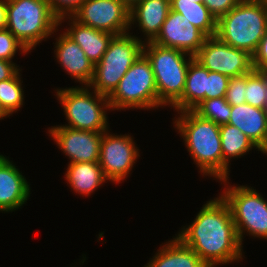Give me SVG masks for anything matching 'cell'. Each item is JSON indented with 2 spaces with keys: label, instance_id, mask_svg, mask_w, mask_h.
Returning <instances> with one entry per match:
<instances>
[{
  "label": "cell",
  "instance_id": "cell-1",
  "mask_svg": "<svg viewBox=\"0 0 267 267\" xmlns=\"http://www.w3.org/2000/svg\"><path fill=\"white\" fill-rule=\"evenodd\" d=\"M209 267L242 260V244L227 202L220 195L207 201L192 224L177 236Z\"/></svg>",
  "mask_w": 267,
  "mask_h": 267
},
{
  "label": "cell",
  "instance_id": "cell-2",
  "mask_svg": "<svg viewBox=\"0 0 267 267\" xmlns=\"http://www.w3.org/2000/svg\"><path fill=\"white\" fill-rule=\"evenodd\" d=\"M178 114L180 115L174 122L175 129L183 138L189 155L200 169L199 172L219 179L224 182V186L228 185L230 166L223 160L220 126L201 118L193 110Z\"/></svg>",
  "mask_w": 267,
  "mask_h": 267
},
{
  "label": "cell",
  "instance_id": "cell-3",
  "mask_svg": "<svg viewBox=\"0 0 267 267\" xmlns=\"http://www.w3.org/2000/svg\"><path fill=\"white\" fill-rule=\"evenodd\" d=\"M266 30L267 2L241 0L217 20L216 36L229 46L253 55Z\"/></svg>",
  "mask_w": 267,
  "mask_h": 267
},
{
  "label": "cell",
  "instance_id": "cell-4",
  "mask_svg": "<svg viewBox=\"0 0 267 267\" xmlns=\"http://www.w3.org/2000/svg\"><path fill=\"white\" fill-rule=\"evenodd\" d=\"M6 4V29L28 51L31 52L36 45L58 31L59 19L52 13L46 0H6Z\"/></svg>",
  "mask_w": 267,
  "mask_h": 267
},
{
  "label": "cell",
  "instance_id": "cell-5",
  "mask_svg": "<svg viewBox=\"0 0 267 267\" xmlns=\"http://www.w3.org/2000/svg\"><path fill=\"white\" fill-rule=\"evenodd\" d=\"M143 54L150 61L154 72L158 107L173 106L182 97L187 69L194 56L154 42L143 44Z\"/></svg>",
  "mask_w": 267,
  "mask_h": 267
},
{
  "label": "cell",
  "instance_id": "cell-6",
  "mask_svg": "<svg viewBox=\"0 0 267 267\" xmlns=\"http://www.w3.org/2000/svg\"><path fill=\"white\" fill-rule=\"evenodd\" d=\"M131 34L127 32L113 36L103 57L94 65V75L88 85L90 90L93 88V91L109 97L143 53L144 41Z\"/></svg>",
  "mask_w": 267,
  "mask_h": 267
},
{
  "label": "cell",
  "instance_id": "cell-7",
  "mask_svg": "<svg viewBox=\"0 0 267 267\" xmlns=\"http://www.w3.org/2000/svg\"><path fill=\"white\" fill-rule=\"evenodd\" d=\"M89 86L58 89L56 96L61 103L68 124L78 130L104 132L109 127L107 111L111 109L107 96L90 92ZM94 94V95H93Z\"/></svg>",
  "mask_w": 267,
  "mask_h": 267
},
{
  "label": "cell",
  "instance_id": "cell-8",
  "mask_svg": "<svg viewBox=\"0 0 267 267\" xmlns=\"http://www.w3.org/2000/svg\"><path fill=\"white\" fill-rule=\"evenodd\" d=\"M111 110L158 108L156 81L150 61L142 53L108 97Z\"/></svg>",
  "mask_w": 267,
  "mask_h": 267
},
{
  "label": "cell",
  "instance_id": "cell-9",
  "mask_svg": "<svg viewBox=\"0 0 267 267\" xmlns=\"http://www.w3.org/2000/svg\"><path fill=\"white\" fill-rule=\"evenodd\" d=\"M219 194L227 202L241 244L247 233L267 240V201L254 188L226 186Z\"/></svg>",
  "mask_w": 267,
  "mask_h": 267
},
{
  "label": "cell",
  "instance_id": "cell-10",
  "mask_svg": "<svg viewBox=\"0 0 267 267\" xmlns=\"http://www.w3.org/2000/svg\"><path fill=\"white\" fill-rule=\"evenodd\" d=\"M194 59L211 72L238 77L254 70L252 55L229 46L217 36L207 37Z\"/></svg>",
  "mask_w": 267,
  "mask_h": 267
},
{
  "label": "cell",
  "instance_id": "cell-11",
  "mask_svg": "<svg viewBox=\"0 0 267 267\" xmlns=\"http://www.w3.org/2000/svg\"><path fill=\"white\" fill-rule=\"evenodd\" d=\"M108 132V129L102 132L99 165L106 178L118 184L130 174L139 157V149L129 134Z\"/></svg>",
  "mask_w": 267,
  "mask_h": 267
},
{
  "label": "cell",
  "instance_id": "cell-12",
  "mask_svg": "<svg viewBox=\"0 0 267 267\" xmlns=\"http://www.w3.org/2000/svg\"><path fill=\"white\" fill-rule=\"evenodd\" d=\"M72 17L81 24L113 35L127 33L132 28L130 11L118 0H87Z\"/></svg>",
  "mask_w": 267,
  "mask_h": 267
},
{
  "label": "cell",
  "instance_id": "cell-13",
  "mask_svg": "<svg viewBox=\"0 0 267 267\" xmlns=\"http://www.w3.org/2000/svg\"><path fill=\"white\" fill-rule=\"evenodd\" d=\"M49 136L70 159L69 163L99 162L102 132L73 129L64 125L52 126Z\"/></svg>",
  "mask_w": 267,
  "mask_h": 267
},
{
  "label": "cell",
  "instance_id": "cell-14",
  "mask_svg": "<svg viewBox=\"0 0 267 267\" xmlns=\"http://www.w3.org/2000/svg\"><path fill=\"white\" fill-rule=\"evenodd\" d=\"M207 36L183 15L170 9L155 44L174 48L194 56L202 47Z\"/></svg>",
  "mask_w": 267,
  "mask_h": 267
},
{
  "label": "cell",
  "instance_id": "cell-15",
  "mask_svg": "<svg viewBox=\"0 0 267 267\" xmlns=\"http://www.w3.org/2000/svg\"><path fill=\"white\" fill-rule=\"evenodd\" d=\"M30 184L19 169L0 154V211L12 212L23 206L30 196Z\"/></svg>",
  "mask_w": 267,
  "mask_h": 267
},
{
  "label": "cell",
  "instance_id": "cell-16",
  "mask_svg": "<svg viewBox=\"0 0 267 267\" xmlns=\"http://www.w3.org/2000/svg\"><path fill=\"white\" fill-rule=\"evenodd\" d=\"M57 62L82 86H88L94 75V64L87 58L81 47L65 32L56 38Z\"/></svg>",
  "mask_w": 267,
  "mask_h": 267
},
{
  "label": "cell",
  "instance_id": "cell-17",
  "mask_svg": "<svg viewBox=\"0 0 267 267\" xmlns=\"http://www.w3.org/2000/svg\"><path fill=\"white\" fill-rule=\"evenodd\" d=\"M65 19H69L68 22L71 21L69 23L70 27L67 28L65 33L81 47L87 58L96 65L103 57L114 35L81 24L72 16L60 19L59 24H62Z\"/></svg>",
  "mask_w": 267,
  "mask_h": 267
},
{
  "label": "cell",
  "instance_id": "cell-18",
  "mask_svg": "<svg viewBox=\"0 0 267 267\" xmlns=\"http://www.w3.org/2000/svg\"><path fill=\"white\" fill-rule=\"evenodd\" d=\"M170 9V0H142L130 11V26L138 23L139 30L146 36L144 43L153 42Z\"/></svg>",
  "mask_w": 267,
  "mask_h": 267
},
{
  "label": "cell",
  "instance_id": "cell-19",
  "mask_svg": "<svg viewBox=\"0 0 267 267\" xmlns=\"http://www.w3.org/2000/svg\"><path fill=\"white\" fill-rule=\"evenodd\" d=\"M228 124L239 128L259 148L267 134V109H261L248 103L231 105Z\"/></svg>",
  "mask_w": 267,
  "mask_h": 267
},
{
  "label": "cell",
  "instance_id": "cell-20",
  "mask_svg": "<svg viewBox=\"0 0 267 267\" xmlns=\"http://www.w3.org/2000/svg\"><path fill=\"white\" fill-rule=\"evenodd\" d=\"M145 267H209L189 246H186L176 234L173 240L166 242Z\"/></svg>",
  "mask_w": 267,
  "mask_h": 267
},
{
  "label": "cell",
  "instance_id": "cell-21",
  "mask_svg": "<svg viewBox=\"0 0 267 267\" xmlns=\"http://www.w3.org/2000/svg\"><path fill=\"white\" fill-rule=\"evenodd\" d=\"M65 179L74 192L89 196L106 180L99 162L69 163Z\"/></svg>",
  "mask_w": 267,
  "mask_h": 267
},
{
  "label": "cell",
  "instance_id": "cell-22",
  "mask_svg": "<svg viewBox=\"0 0 267 267\" xmlns=\"http://www.w3.org/2000/svg\"><path fill=\"white\" fill-rule=\"evenodd\" d=\"M208 73L209 70L193 58L187 69L185 88L182 97L172 108L178 112L193 110L198 104L205 100Z\"/></svg>",
  "mask_w": 267,
  "mask_h": 267
},
{
  "label": "cell",
  "instance_id": "cell-23",
  "mask_svg": "<svg viewBox=\"0 0 267 267\" xmlns=\"http://www.w3.org/2000/svg\"><path fill=\"white\" fill-rule=\"evenodd\" d=\"M170 8L183 15L207 37L216 36L217 20L204 3H196V0H170Z\"/></svg>",
  "mask_w": 267,
  "mask_h": 267
},
{
  "label": "cell",
  "instance_id": "cell-24",
  "mask_svg": "<svg viewBox=\"0 0 267 267\" xmlns=\"http://www.w3.org/2000/svg\"><path fill=\"white\" fill-rule=\"evenodd\" d=\"M221 148L223 160L230 165V159L240 158L254 147H258L239 128L230 125H220Z\"/></svg>",
  "mask_w": 267,
  "mask_h": 267
},
{
  "label": "cell",
  "instance_id": "cell-25",
  "mask_svg": "<svg viewBox=\"0 0 267 267\" xmlns=\"http://www.w3.org/2000/svg\"><path fill=\"white\" fill-rule=\"evenodd\" d=\"M20 71L12 78L0 81V109L6 116L17 112L24 104V91Z\"/></svg>",
  "mask_w": 267,
  "mask_h": 267
},
{
  "label": "cell",
  "instance_id": "cell-26",
  "mask_svg": "<svg viewBox=\"0 0 267 267\" xmlns=\"http://www.w3.org/2000/svg\"><path fill=\"white\" fill-rule=\"evenodd\" d=\"M246 98L251 106L267 109V77L262 70L246 74Z\"/></svg>",
  "mask_w": 267,
  "mask_h": 267
},
{
  "label": "cell",
  "instance_id": "cell-27",
  "mask_svg": "<svg viewBox=\"0 0 267 267\" xmlns=\"http://www.w3.org/2000/svg\"><path fill=\"white\" fill-rule=\"evenodd\" d=\"M193 111L201 118L213 121L220 126L228 124L231 116V105L225 97L205 99Z\"/></svg>",
  "mask_w": 267,
  "mask_h": 267
},
{
  "label": "cell",
  "instance_id": "cell-28",
  "mask_svg": "<svg viewBox=\"0 0 267 267\" xmlns=\"http://www.w3.org/2000/svg\"><path fill=\"white\" fill-rule=\"evenodd\" d=\"M29 52L25 46L8 30H0V59L12 61L17 51Z\"/></svg>",
  "mask_w": 267,
  "mask_h": 267
},
{
  "label": "cell",
  "instance_id": "cell-29",
  "mask_svg": "<svg viewBox=\"0 0 267 267\" xmlns=\"http://www.w3.org/2000/svg\"><path fill=\"white\" fill-rule=\"evenodd\" d=\"M246 74L231 77L226 90L225 99L230 105H240L246 103Z\"/></svg>",
  "mask_w": 267,
  "mask_h": 267
},
{
  "label": "cell",
  "instance_id": "cell-30",
  "mask_svg": "<svg viewBox=\"0 0 267 267\" xmlns=\"http://www.w3.org/2000/svg\"><path fill=\"white\" fill-rule=\"evenodd\" d=\"M230 77L218 72L209 71L205 99L225 97Z\"/></svg>",
  "mask_w": 267,
  "mask_h": 267
},
{
  "label": "cell",
  "instance_id": "cell-31",
  "mask_svg": "<svg viewBox=\"0 0 267 267\" xmlns=\"http://www.w3.org/2000/svg\"><path fill=\"white\" fill-rule=\"evenodd\" d=\"M52 13L60 20L73 16L87 0H46Z\"/></svg>",
  "mask_w": 267,
  "mask_h": 267
},
{
  "label": "cell",
  "instance_id": "cell-32",
  "mask_svg": "<svg viewBox=\"0 0 267 267\" xmlns=\"http://www.w3.org/2000/svg\"><path fill=\"white\" fill-rule=\"evenodd\" d=\"M241 0H204V5L209 12L218 20L221 16L227 14Z\"/></svg>",
  "mask_w": 267,
  "mask_h": 267
},
{
  "label": "cell",
  "instance_id": "cell-33",
  "mask_svg": "<svg viewBox=\"0 0 267 267\" xmlns=\"http://www.w3.org/2000/svg\"><path fill=\"white\" fill-rule=\"evenodd\" d=\"M254 70H263L267 67V30L252 55Z\"/></svg>",
  "mask_w": 267,
  "mask_h": 267
},
{
  "label": "cell",
  "instance_id": "cell-34",
  "mask_svg": "<svg viewBox=\"0 0 267 267\" xmlns=\"http://www.w3.org/2000/svg\"><path fill=\"white\" fill-rule=\"evenodd\" d=\"M18 67L12 61L0 59V81L12 78L20 70Z\"/></svg>",
  "mask_w": 267,
  "mask_h": 267
},
{
  "label": "cell",
  "instance_id": "cell-35",
  "mask_svg": "<svg viewBox=\"0 0 267 267\" xmlns=\"http://www.w3.org/2000/svg\"><path fill=\"white\" fill-rule=\"evenodd\" d=\"M7 25V4L6 0H0V30L6 29Z\"/></svg>",
  "mask_w": 267,
  "mask_h": 267
},
{
  "label": "cell",
  "instance_id": "cell-36",
  "mask_svg": "<svg viewBox=\"0 0 267 267\" xmlns=\"http://www.w3.org/2000/svg\"><path fill=\"white\" fill-rule=\"evenodd\" d=\"M118 1L121 2L129 11H131L142 0H118Z\"/></svg>",
  "mask_w": 267,
  "mask_h": 267
},
{
  "label": "cell",
  "instance_id": "cell-37",
  "mask_svg": "<svg viewBox=\"0 0 267 267\" xmlns=\"http://www.w3.org/2000/svg\"><path fill=\"white\" fill-rule=\"evenodd\" d=\"M258 151H260L263 154L265 153L267 155V140H264L262 145L258 148Z\"/></svg>",
  "mask_w": 267,
  "mask_h": 267
},
{
  "label": "cell",
  "instance_id": "cell-38",
  "mask_svg": "<svg viewBox=\"0 0 267 267\" xmlns=\"http://www.w3.org/2000/svg\"><path fill=\"white\" fill-rule=\"evenodd\" d=\"M3 117L5 118V117H7L4 113H3V111L0 109V120L1 119H3Z\"/></svg>",
  "mask_w": 267,
  "mask_h": 267
},
{
  "label": "cell",
  "instance_id": "cell-39",
  "mask_svg": "<svg viewBox=\"0 0 267 267\" xmlns=\"http://www.w3.org/2000/svg\"><path fill=\"white\" fill-rule=\"evenodd\" d=\"M264 72V74L266 75L267 77V67L265 69L262 70Z\"/></svg>",
  "mask_w": 267,
  "mask_h": 267
},
{
  "label": "cell",
  "instance_id": "cell-40",
  "mask_svg": "<svg viewBox=\"0 0 267 267\" xmlns=\"http://www.w3.org/2000/svg\"><path fill=\"white\" fill-rule=\"evenodd\" d=\"M204 0H196V3H203Z\"/></svg>",
  "mask_w": 267,
  "mask_h": 267
}]
</instances>
